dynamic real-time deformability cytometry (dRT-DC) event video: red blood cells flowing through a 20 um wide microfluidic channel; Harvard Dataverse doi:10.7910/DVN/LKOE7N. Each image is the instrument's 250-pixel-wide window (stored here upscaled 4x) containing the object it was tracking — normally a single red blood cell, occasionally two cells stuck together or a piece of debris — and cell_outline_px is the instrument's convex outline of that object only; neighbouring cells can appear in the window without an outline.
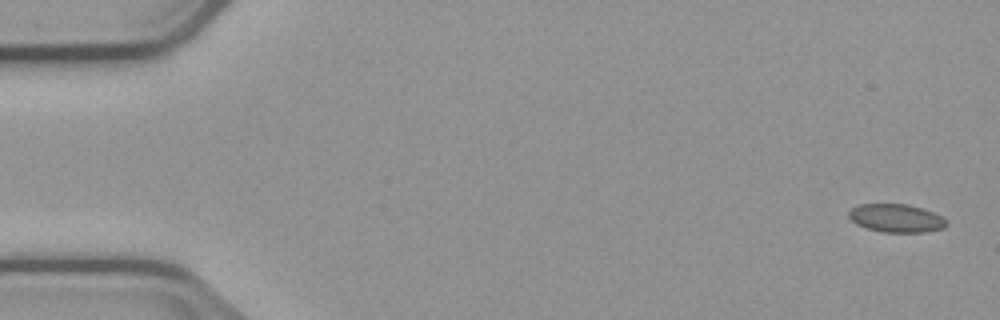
{"species": "common noctule bat (a hibernating species)", "species_latin": "Nyctalus noctula", "temperature_condition": "cold", "stored_images_in_passage": 4, "camera_frame_rate_fps": 3000, "um_per_image_px": 0.085, "animal": {"sex": "male", "body_mass_g": 23.1, "forearm_length_mm": 52.7}, "frame": {"image": 1, "passage_image": 1, "time_ms": 0.0, "image_size_px": [1000, 320], "cell_outline_px": [[948, 224], [944, 228], [924, 232], [880, 232], [864, 228], [856, 224], [848, 216], [848, 212], [852, 208], [860, 204], [908, 204], [924, 208], [948, 220]], "centroid_in_image_um": [76.18, 18.55], "position_along_channel_um": 8.8, "area_um2": 16.24}}
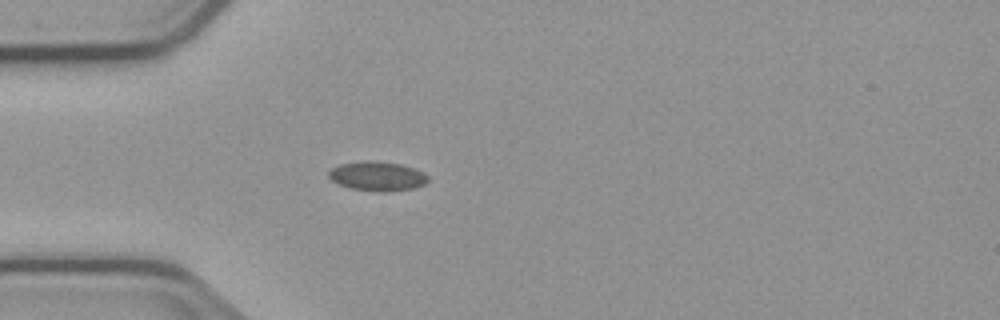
{"frame": {"image": 2, "passage_image": 4, "time_ms": 4.667, "image_size_px": [1000, 320], "cell_outline_px": [[428, 180], [424, 184], [412, 188], [388, 192], [376, 192], [352, 188], [340, 184], [332, 180], [328, 176], [328, 172], [332, 168], [340, 164], [360, 160], [376, 160], [400, 164], [412, 168], [428, 176]], "centroid_in_image_um": [32.04, 14.96], "position_along_channel_um": 53.0, "area_um2": 16.94}}